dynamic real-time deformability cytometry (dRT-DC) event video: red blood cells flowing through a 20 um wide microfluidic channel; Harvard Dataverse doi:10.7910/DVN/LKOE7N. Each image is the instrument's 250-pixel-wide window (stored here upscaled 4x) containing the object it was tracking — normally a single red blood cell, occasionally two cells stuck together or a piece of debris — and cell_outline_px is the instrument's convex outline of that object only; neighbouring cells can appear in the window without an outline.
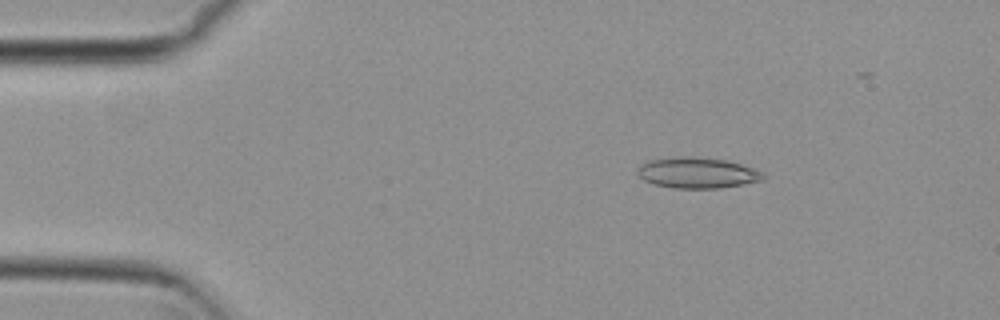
{"species": "common noctule bat (a hibernating species)", "species_latin": "Nyctalus noctula", "temperature_condition": "cold", "stored_images_in_passage": 4, "camera_frame_rate_fps": 3000, "um_per_image_px": 0.085, "animal": {"sex": "female", "body_mass_g": 29.2, "forearm_length_mm": 56.3}, "frame": {"image": 1, "passage_image": 1, "time_ms": 0.0, "image_size_px": [1000, 320], "cell_outline_px": [[764, 180], [720, 188], [672, 188], [652, 184], [644, 180], [636, 172], [644, 164], [652, 160], [680, 156], [692, 156], [724, 160], [740, 164], [764, 172]], "centroid_in_image_um": [59.29, 14.7], "position_along_channel_um": 25.7, "area_um2": 22.31}}
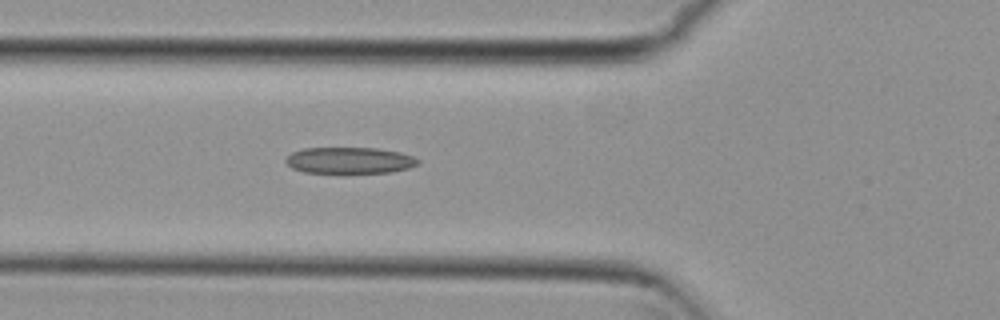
{"frame": {"image": 2, "passage_image": 4, "time_ms": 1.0, "image_size_px": [1000, 320], "cell_outline_px": [[420, 164], [408, 168], [392, 172], [348, 176], [344, 176], [304, 172], [292, 168], [284, 160], [292, 152], [304, 148], [376, 148], [400, 152], [412, 156], [420, 160]], "centroid_in_image_um": [29.72, 13.69], "position_along_channel_um": 96.1, "area_um2": 21.44}}